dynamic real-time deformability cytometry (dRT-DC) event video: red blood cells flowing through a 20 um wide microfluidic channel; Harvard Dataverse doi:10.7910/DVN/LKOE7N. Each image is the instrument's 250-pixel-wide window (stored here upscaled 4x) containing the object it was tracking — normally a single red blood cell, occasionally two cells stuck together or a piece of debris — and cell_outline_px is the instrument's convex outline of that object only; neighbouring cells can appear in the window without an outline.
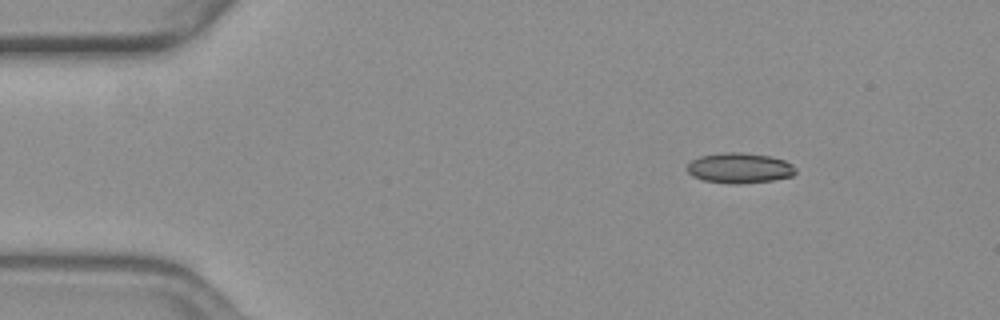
{"species": "common noctule bat (a hibernating species)", "species_latin": "Nyctalus noctula", "temperature_condition": "warm", "stored_images_in_passage": 28, "camera_frame_rate_fps": 3000, "um_per_image_px": 0.085, "animal": {"sex": "female", "body_mass_g": 19.3, "forearm_length_mm": 54.1}, "frame": {"image": 1, "passage_image": 1, "time_ms": 0.0, "image_size_px": [1000, 320], "cell_outline_px": [[796, 172], [792, 176], [772, 180], [740, 184], [728, 184], [704, 180], [688, 172], [688, 164], [692, 160], [700, 156], [724, 152], [740, 152], [768, 156], [784, 160], [792, 164], [796, 168]], "centroid_in_image_um": [62.89, 14.28], "position_along_channel_um": 22.1, "area_um2": 19.02}}
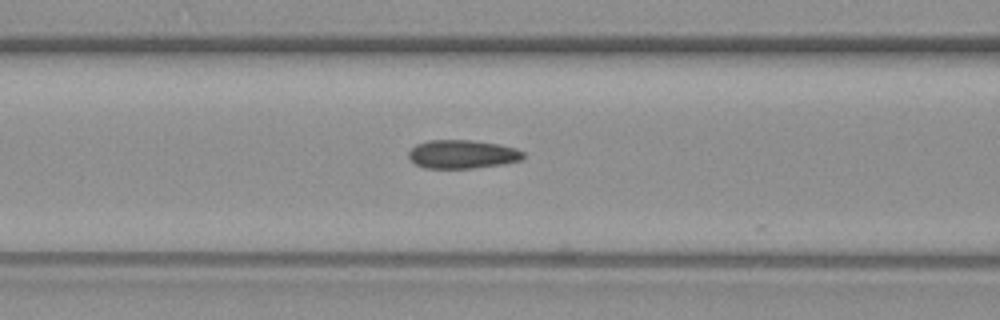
{"frame": {"image": 2, "passage_image": 16, "time_ms": 5.0, "image_size_px": [1000, 320], "cell_outline_px": [[524, 156], [520, 160], [504, 164], [472, 168], [424, 168], [416, 164], [408, 156], [408, 152], [416, 144], [428, 140], [472, 140], [496, 144], [516, 148], [524, 152]], "centroid_in_image_um": [39.29, 13.11], "position_along_channel_um": 127.3, "area_um2": 19.02}}
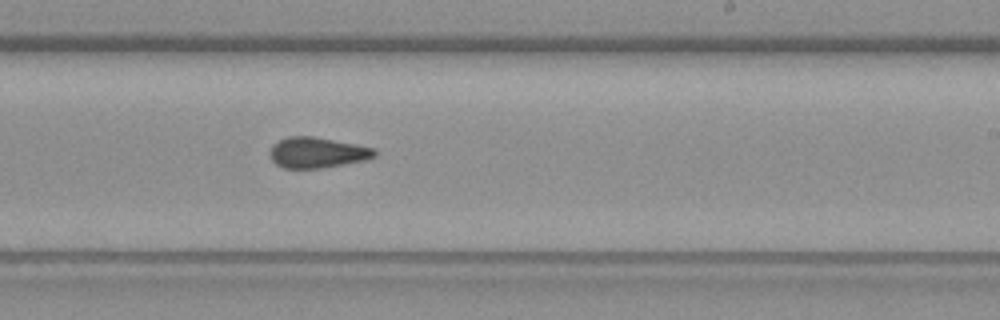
{"frame": {"image": 3, "passage_image": 27, "time_ms": 8.667, "image_size_px": [1000, 320], "cell_outline_px": [[376, 156], [368, 160], [324, 168], [284, 168], [276, 164], [272, 160], [272, 144], [288, 136], [312, 136], [356, 144], [376, 148]], "centroid_in_image_um": [27.03, 12.97], "position_along_channel_um": 262.0, "area_um2": 18.73}}